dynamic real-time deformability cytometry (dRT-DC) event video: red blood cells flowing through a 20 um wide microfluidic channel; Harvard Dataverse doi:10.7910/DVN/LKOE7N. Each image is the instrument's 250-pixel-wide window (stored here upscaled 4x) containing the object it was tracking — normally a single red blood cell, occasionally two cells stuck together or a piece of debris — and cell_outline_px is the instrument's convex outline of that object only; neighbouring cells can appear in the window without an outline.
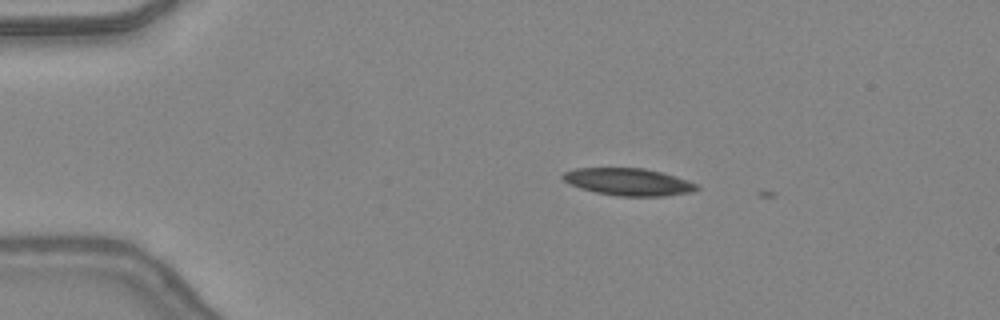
{"species": "common noctule bat (a hibernating species)", "species_latin": "Nyctalus noctula", "temperature_condition": "warm", "stored_images_in_passage": 3, "camera_frame_rate_fps": 3000, "um_per_image_px": 0.085, "animal": {"sex": "female", "body_mass_g": 24.6, "forearm_length_mm": 56.2}, "frame": {"image": 1, "passage_image": 1, "time_ms": 0.0, "image_size_px": [1000, 320], "cell_outline_px": [[700, 188], [692, 192], [664, 196], [616, 196], [596, 192], [580, 188], [564, 180], [560, 176], [564, 172], [576, 168], [644, 168], [660, 172], [688, 180], [696, 184]], "centroid_in_image_um": [53.42, 15.46], "position_along_channel_um": 31.6, "area_um2": 21.15}}